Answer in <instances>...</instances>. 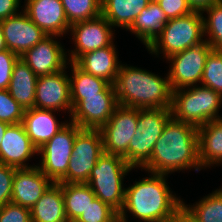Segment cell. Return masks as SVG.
I'll return each instance as SVG.
<instances>
[{
    "mask_svg": "<svg viewBox=\"0 0 222 222\" xmlns=\"http://www.w3.org/2000/svg\"><path fill=\"white\" fill-rule=\"evenodd\" d=\"M10 124L9 123H6V122H3V121H0V143L4 137V133L7 129V127L9 126Z\"/></svg>",
    "mask_w": 222,
    "mask_h": 222,
    "instance_id": "cell-43",
    "label": "cell"
},
{
    "mask_svg": "<svg viewBox=\"0 0 222 222\" xmlns=\"http://www.w3.org/2000/svg\"><path fill=\"white\" fill-rule=\"evenodd\" d=\"M176 222H197L183 208L179 210Z\"/></svg>",
    "mask_w": 222,
    "mask_h": 222,
    "instance_id": "cell-41",
    "label": "cell"
},
{
    "mask_svg": "<svg viewBox=\"0 0 222 222\" xmlns=\"http://www.w3.org/2000/svg\"><path fill=\"white\" fill-rule=\"evenodd\" d=\"M200 85L211 88L222 96V51L212 49L209 52Z\"/></svg>",
    "mask_w": 222,
    "mask_h": 222,
    "instance_id": "cell-32",
    "label": "cell"
},
{
    "mask_svg": "<svg viewBox=\"0 0 222 222\" xmlns=\"http://www.w3.org/2000/svg\"><path fill=\"white\" fill-rule=\"evenodd\" d=\"M203 16L204 36H208L205 40L211 45L213 50L222 51V0L212 4L204 9Z\"/></svg>",
    "mask_w": 222,
    "mask_h": 222,
    "instance_id": "cell-31",
    "label": "cell"
},
{
    "mask_svg": "<svg viewBox=\"0 0 222 222\" xmlns=\"http://www.w3.org/2000/svg\"><path fill=\"white\" fill-rule=\"evenodd\" d=\"M151 173L125 188V202L119 216L127 213L144 222H176L182 200L174 195L165 179L167 174Z\"/></svg>",
    "mask_w": 222,
    "mask_h": 222,
    "instance_id": "cell-2",
    "label": "cell"
},
{
    "mask_svg": "<svg viewBox=\"0 0 222 222\" xmlns=\"http://www.w3.org/2000/svg\"><path fill=\"white\" fill-rule=\"evenodd\" d=\"M118 105L114 85L110 84L100 96L82 99L73 108L70 122L80 128L100 129L107 123Z\"/></svg>",
    "mask_w": 222,
    "mask_h": 222,
    "instance_id": "cell-13",
    "label": "cell"
},
{
    "mask_svg": "<svg viewBox=\"0 0 222 222\" xmlns=\"http://www.w3.org/2000/svg\"><path fill=\"white\" fill-rule=\"evenodd\" d=\"M171 117V108L138 109L137 129L128 148V164L132 168H142L150 160L154 145Z\"/></svg>",
    "mask_w": 222,
    "mask_h": 222,
    "instance_id": "cell-7",
    "label": "cell"
},
{
    "mask_svg": "<svg viewBox=\"0 0 222 222\" xmlns=\"http://www.w3.org/2000/svg\"><path fill=\"white\" fill-rule=\"evenodd\" d=\"M17 168L0 164V207L11 202L14 173Z\"/></svg>",
    "mask_w": 222,
    "mask_h": 222,
    "instance_id": "cell-37",
    "label": "cell"
},
{
    "mask_svg": "<svg viewBox=\"0 0 222 222\" xmlns=\"http://www.w3.org/2000/svg\"><path fill=\"white\" fill-rule=\"evenodd\" d=\"M38 154L22 123L10 124L0 143V164L12 166L17 169L31 168L26 161Z\"/></svg>",
    "mask_w": 222,
    "mask_h": 222,
    "instance_id": "cell-18",
    "label": "cell"
},
{
    "mask_svg": "<svg viewBox=\"0 0 222 222\" xmlns=\"http://www.w3.org/2000/svg\"><path fill=\"white\" fill-rule=\"evenodd\" d=\"M198 157L201 169L222 165V117L198 128Z\"/></svg>",
    "mask_w": 222,
    "mask_h": 222,
    "instance_id": "cell-22",
    "label": "cell"
},
{
    "mask_svg": "<svg viewBox=\"0 0 222 222\" xmlns=\"http://www.w3.org/2000/svg\"><path fill=\"white\" fill-rule=\"evenodd\" d=\"M19 58L17 54L8 49L0 51V90L9 88L12 71Z\"/></svg>",
    "mask_w": 222,
    "mask_h": 222,
    "instance_id": "cell-36",
    "label": "cell"
},
{
    "mask_svg": "<svg viewBox=\"0 0 222 222\" xmlns=\"http://www.w3.org/2000/svg\"><path fill=\"white\" fill-rule=\"evenodd\" d=\"M20 0H0V21L19 12Z\"/></svg>",
    "mask_w": 222,
    "mask_h": 222,
    "instance_id": "cell-39",
    "label": "cell"
},
{
    "mask_svg": "<svg viewBox=\"0 0 222 222\" xmlns=\"http://www.w3.org/2000/svg\"><path fill=\"white\" fill-rule=\"evenodd\" d=\"M81 129L77 124L69 121L62 130L38 150V154H41L42 158L38 167L53 183H58L67 174L74 140Z\"/></svg>",
    "mask_w": 222,
    "mask_h": 222,
    "instance_id": "cell-9",
    "label": "cell"
},
{
    "mask_svg": "<svg viewBox=\"0 0 222 222\" xmlns=\"http://www.w3.org/2000/svg\"><path fill=\"white\" fill-rule=\"evenodd\" d=\"M201 170L198 157V128L171 117L154 145L150 160L141 168L152 173Z\"/></svg>",
    "mask_w": 222,
    "mask_h": 222,
    "instance_id": "cell-1",
    "label": "cell"
},
{
    "mask_svg": "<svg viewBox=\"0 0 222 222\" xmlns=\"http://www.w3.org/2000/svg\"><path fill=\"white\" fill-rule=\"evenodd\" d=\"M52 183L41 172L38 165L31 168L16 169L11 202L31 209Z\"/></svg>",
    "mask_w": 222,
    "mask_h": 222,
    "instance_id": "cell-19",
    "label": "cell"
},
{
    "mask_svg": "<svg viewBox=\"0 0 222 222\" xmlns=\"http://www.w3.org/2000/svg\"><path fill=\"white\" fill-rule=\"evenodd\" d=\"M222 96L205 86H190L172 90V117L199 128L220 118Z\"/></svg>",
    "mask_w": 222,
    "mask_h": 222,
    "instance_id": "cell-4",
    "label": "cell"
},
{
    "mask_svg": "<svg viewBox=\"0 0 222 222\" xmlns=\"http://www.w3.org/2000/svg\"><path fill=\"white\" fill-rule=\"evenodd\" d=\"M157 4L165 13L168 20L185 16L193 12L187 0H159Z\"/></svg>",
    "mask_w": 222,
    "mask_h": 222,
    "instance_id": "cell-38",
    "label": "cell"
},
{
    "mask_svg": "<svg viewBox=\"0 0 222 222\" xmlns=\"http://www.w3.org/2000/svg\"><path fill=\"white\" fill-rule=\"evenodd\" d=\"M118 215L111 206L95 198L75 222H112Z\"/></svg>",
    "mask_w": 222,
    "mask_h": 222,
    "instance_id": "cell-33",
    "label": "cell"
},
{
    "mask_svg": "<svg viewBox=\"0 0 222 222\" xmlns=\"http://www.w3.org/2000/svg\"><path fill=\"white\" fill-rule=\"evenodd\" d=\"M24 12L47 36L62 37L69 32L61 0H25Z\"/></svg>",
    "mask_w": 222,
    "mask_h": 222,
    "instance_id": "cell-17",
    "label": "cell"
},
{
    "mask_svg": "<svg viewBox=\"0 0 222 222\" xmlns=\"http://www.w3.org/2000/svg\"><path fill=\"white\" fill-rule=\"evenodd\" d=\"M53 112L55 111L39 108L24 111L22 125L37 150L68 124V121L59 123Z\"/></svg>",
    "mask_w": 222,
    "mask_h": 222,
    "instance_id": "cell-20",
    "label": "cell"
},
{
    "mask_svg": "<svg viewBox=\"0 0 222 222\" xmlns=\"http://www.w3.org/2000/svg\"><path fill=\"white\" fill-rule=\"evenodd\" d=\"M211 50V45L205 40L167 58L171 62L168 76L172 90L201 83L206 57Z\"/></svg>",
    "mask_w": 222,
    "mask_h": 222,
    "instance_id": "cell-11",
    "label": "cell"
},
{
    "mask_svg": "<svg viewBox=\"0 0 222 222\" xmlns=\"http://www.w3.org/2000/svg\"><path fill=\"white\" fill-rule=\"evenodd\" d=\"M0 222H32L28 208L9 202L0 207Z\"/></svg>",
    "mask_w": 222,
    "mask_h": 222,
    "instance_id": "cell-35",
    "label": "cell"
},
{
    "mask_svg": "<svg viewBox=\"0 0 222 222\" xmlns=\"http://www.w3.org/2000/svg\"><path fill=\"white\" fill-rule=\"evenodd\" d=\"M5 49H7V47H6L5 40H4L3 28L0 23V51H3Z\"/></svg>",
    "mask_w": 222,
    "mask_h": 222,
    "instance_id": "cell-42",
    "label": "cell"
},
{
    "mask_svg": "<svg viewBox=\"0 0 222 222\" xmlns=\"http://www.w3.org/2000/svg\"><path fill=\"white\" fill-rule=\"evenodd\" d=\"M55 37L57 39V36H46L20 57L37 77L53 74L69 65L64 46Z\"/></svg>",
    "mask_w": 222,
    "mask_h": 222,
    "instance_id": "cell-15",
    "label": "cell"
},
{
    "mask_svg": "<svg viewBox=\"0 0 222 222\" xmlns=\"http://www.w3.org/2000/svg\"><path fill=\"white\" fill-rule=\"evenodd\" d=\"M130 170L133 168L123 157L103 153L92 169L87 184L96 198L120 213L125 202V188L122 181Z\"/></svg>",
    "mask_w": 222,
    "mask_h": 222,
    "instance_id": "cell-5",
    "label": "cell"
},
{
    "mask_svg": "<svg viewBox=\"0 0 222 222\" xmlns=\"http://www.w3.org/2000/svg\"><path fill=\"white\" fill-rule=\"evenodd\" d=\"M219 1L221 0H187L189 6L192 8L193 11L200 12Z\"/></svg>",
    "mask_w": 222,
    "mask_h": 222,
    "instance_id": "cell-40",
    "label": "cell"
},
{
    "mask_svg": "<svg viewBox=\"0 0 222 222\" xmlns=\"http://www.w3.org/2000/svg\"><path fill=\"white\" fill-rule=\"evenodd\" d=\"M203 36V13L193 11L188 15L170 19L146 49L157 57L162 53L167 60L170 56L205 41Z\"/></svg>",
    "mask_w": 222,
    "mask_h": 222,
    "instance_id": "cell-6",
    "label": "cell"
},
{
    "mask_svg": "<svg viewBox=\"0 0 222 222\" xmlns=\"http://www.w3.org/2000/svg\"><path fill=\"white\" fill-rule=\"evenodd\" d=\"M63 70L39 76L36 84L34 108L72 113L70 77Z\"/></svg>",
    "mask_w": 222,
    "mask_h": 222,
    "instance_id": "cell-14",
    "label": "cell"
},
{
    "mask_svg": "<svg viewBox=\"0 0 222 222\" xmlns=\"http://www.w3.org/2000/svg\"><path fill=\"white\" fill-rule=\"evenodd\" d=\"M70 25L101 15L102 0H61Z\"/></svg>",
    "mask_w": 222,
    "mask_h": 222,
    "instance_id": "cell-30",
    "label": "cell"
},
{
    "mask_svg": "<svg viewBox=\"0 0 222 222\" xmlns=\"http://www.w3.org/2000/svg\"><path fill=\"white\" fill-rule=\"evenodd\" d=\"M114 43L81 55L74 63L88 74L102 78L114 85L120 68Z\"/></svg>",
    "mask_w": 222,
    "mask_h": 222,
    "instance_id": "cell-21",
    "label": "cell"
},
{
    "mask_svg": "<svg viewBox=\"0 0 222 222\" xmlns=\"http://www.w3.org/2000/svg\"><path fill=\"white\" fill-rule=\"evenodd\" d=\"M101 14L100 16L72 24L69 31L75 49L70 51L68 62H75L81 55L110 46L114 40V29Z\"/></svg>",
    "mask_w": 222,
    "mask_h": 222,
    "instance_id": "cell-12",
    "label": "cell"
},
{
    "mask_svg": "<svg viewBox=\"0 0 222 222\" xmlns=\"http://www.w3.org/2000/svg\"><path fill=\"white\" fill-rule=\"evenodd\" d=\"M0 23L7 49L19 57L47 36L23 10Z\"/></svg>",
    "mask_w": 222,
    "mask_h": 222,
    "instance_id": "cell-16",
    "label": "cell"
},
{
    "mask_svg": "<svg viewBox=\"0 0 222 222\" xmlns=\"http://www.w3.org/2000/svg\"><path fill=\"white\" fill-rule=\"evenodd\" d=\"M32 222H69L60 183H52L30 209Z\"/></svg>",
    "mask_w": 222,
    "mask_h": 222,
    "instance_id": "cell-24",
    "label": "cell"
},
{
    "mask_svg": "<svg viewBox=\"0 0 222 222\" xmlns=\"http://www.w3.org/2000/svg\"><path fill=\"white\" fill-rule=\"evenodd\" d=\"M112 222H128V219H123L118 215Z\"/></svg>",
    "mask_w": 222,
    "mask_h": 222,
    "instance_id": "cell-44",
    "label": "cell"
},
{
    "mask_svg": "<svg viewBox=\"0 0 222 222\" xmlns=\"http://www.w3.org/2000/svg\"><path fill=\"white\" fill-rule=\"evenodd\" d=\"M64 197L65 214L69 222H75L96 198L87 183H60Z\"/></svg>",
    "mask_w": 222,
    "mask_h": 222,
    "instance_id": "cell-28",
    "label": "cell"
},
{
    "mask_svg": "<svg viewBox=\"0 0 222 222\" xmlns=\"http://www.w3.org/2000/svg\"><path fill=\"white\" fill-rule=\"evenodd\" d=\"M168 21L159 5L155 2H150L135 18L128 30L135 34L147 48L160 34Z\"/></svg>",
    "mask_w": 222,
    "mask_h": 222,
    "instance_id": "cell-25",
    "label": "cell"
},
{
    "mask_svg": "<svg viewBox=\"0 0 222 222\" xmlns=\"http://www.w3.org/2000/svg\"><path fill=\"white\" fill-rule=\"evenodd\" d=\"M138 124V109L118 105L99 130L103 138V152L121 156L128 163L129 142Z\"/></svg>",
    "mask_w": 222,
    "mask_h": 222,
    "instance_id": "cell-10",
    "label": "cell"
},
{
    "mask_svg": "<svg viewBox=\"0 0 222 222\" xmlns=\"http://www.w3.org/2000/svg\"><path fill=\"white\" fill-rule=\"evenodd\" d=\"M69 64L72 71V76L70 75L72 108L86 97L100 96V93L110 85L108 81L86 73L74 62H70Z\"/></svg>",
    "mask_w": 222,
    "mask_h": 222,
    "instance_id": "cell-27",
    "label": "cell"
},
{
    "mask_svg": "<svg viewBox=\"0 0 222 222\" xmlns=\"http://www.w3.org/2000/svg\"><path fill=\"white\" fill-rule=\"evenodd\" d=\"M182 208L197 222H222V188L191 206L182 202Z\"/></svg>",
    "mask_w": 222,
    "mask_h": 222,
    "instance_id": "cell-29",
    "label": "cell"
},
{
    "mask_svg": "<svg viewBox=\"0 0 222 222\" xmlns=\"http://www.w3.org/2000/svg\"><path fill=\"white\" fill-rule=\"evenodd\" d=\"M103 153L100 130L82 128L74 140L67 174L58 183H87L92 169Z\"/></svg>",
    "mask_w": 222,
    "mask_h": 222,
    "instance_id": "cell-8",
    "label": "cell"
},
{
    "mask_svg": "<svg viewBox=\"0 0 222 222\" xmlns=\"http://www.w3.org/2000/svg\"><path fill=\"white\" fill-rule=\"evenodd\" d=\"M149 0H102L101 14L115 27L130 28Z\"/></svg>",
    "mask_w": 222,
    "mask_h": 222,
    "instance_id": "cell-26",
    "label": "cell"
},
{
    "mask_svg": "<svg viewBox=\"0 0 222 222\" xmlns=\"http://www.w3.org/2000/svg\"><path fill=\"white\" fill-rule=\"evenodd\" d=\"M24 111L8 89L0 90V121L9 124L22 123Z\"/></svg>",
    "mask_w": 222,
    "mask_h": 222,
    "instance_id": "cell-34",
    "label": "cell"
},
{
    "mask_svg": "<svg viewBox=\"0 0 222 222\" xmlns=\"http://www.w3.org/2000/svg\"><path fill=\"white\" fill-rule=\"evenodd\" d=\"M149 1L157 3L159 0H149Z\"/></svg>",
    "mask_w": 222,
    "mask_h": 222,
    "instance_id": "cell-45",
    "label": "cell"
},
{
    "mask_svg": "<svg viewBox=\"0 0 222 222\" xmlns=\"http://www.w3.org/2000/svg\"><path fill=\"white\" fill-rule=\"evenodd\" d=\"M37 78L21 58L15 62L8 91L24 110L34 108Z\"/></svg>",
    "mask_w": 222,
    "mask_h": 222,
    "instance_id": "cell-23",
    "label": "cell"
},
{
    "mask_svg": "<svg viewBox=\"0 0 222 222\" xmlns=\"http://www.w3.org/2000/svg\"><path fill=\"white\" fill-rule=\"evenodd\" d=\"M166 78L147 70L121 64L114 83L119 105L136 109L171 108L172 88Z\"/></svg>",
    "mask_w": 222,
    "mask_h": 222,
    "instance_id": "cell-3",
    "label": "cell"
}]
</instances>
